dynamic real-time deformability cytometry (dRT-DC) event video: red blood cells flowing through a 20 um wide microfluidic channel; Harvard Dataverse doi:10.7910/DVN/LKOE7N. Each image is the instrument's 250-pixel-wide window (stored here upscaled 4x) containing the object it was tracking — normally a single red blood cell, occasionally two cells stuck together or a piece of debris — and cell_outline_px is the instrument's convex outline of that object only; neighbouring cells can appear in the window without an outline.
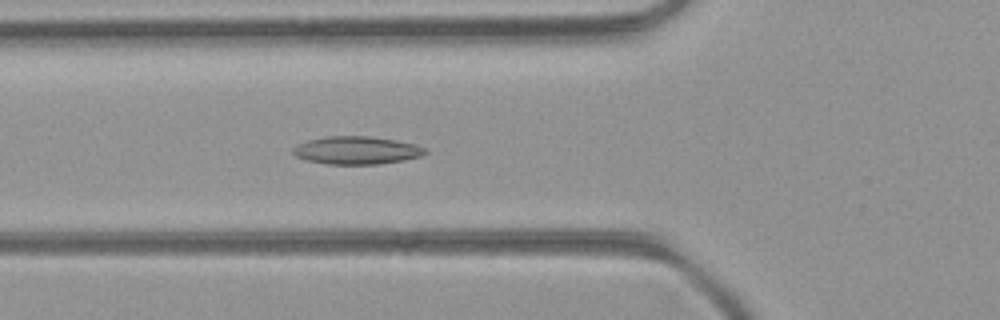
{"species": "common noctule bat (a hibernating species)", "species_latin": "Nyctalus noctula", "temperature_condition": "room temperature", "stored_images_in_passage": 47, "camera_frame_rate_fps": 3000, "um_per_image_px": 0.085, "animal": {"sex": "female", "body_mass_g": 21.9}, "frame": {"image": 1, "passage_image": 15, "time_ms": 4.667, "image_size_px": [1000, 320], "cell_outline_px": [[428, 152], [420, 156], [404, 160], [380, 164], [328, 164], [304, 160], [296, 156], [292, 152], [292, 148], [296, 144], [308, 140], [328, 136], [372, 136], [396, 140], [416, 144], [424, 148]], "centroid_in_image_um": [30.29, 12.77], "position_along_channel_um": 95.5, "area_um2": 21.62}}
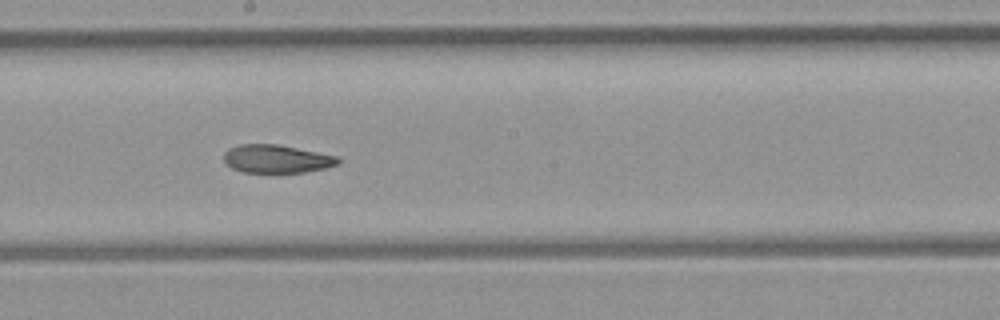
{"frame": {"image": 2, "passage_image": 24, "time_ms": 7.667, "image_size_px": [1000, 320], "cell_outline_px": [[340, 164], [324, 168], [304, 172], [244, 172], [232, 168], [224, 160], [224, 152], [228, 148], [240, 144], [276, 144], [340, 156]], "centroid_in_image_um": [23.54, 13.49], "position_along_channel_um": 224.7, "area_um2": 18.73}}
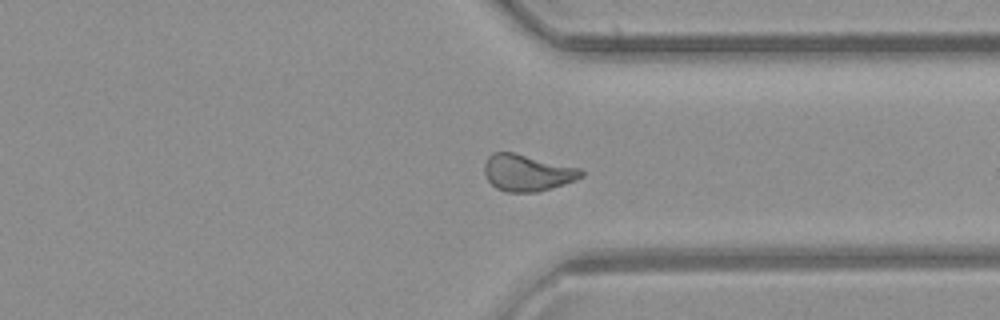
{"frame": {"image": 3, "passage_image": 34, "time_ms": 11.0, "image_size_px": [1000, 320], "cell_outline_px": [[584, 176], [576, 180], [552, 188], [536, 192], [504, 192], [496, 188], [488, 180], [484, 172], [484, 164], [488, 156], [492, 152], [512, 152], [584, 168]], "centroid_in_image_um": [44.85, 14.68], "position_along_channel_um": 366.5, "area_um2": 20.98}, "authors_computed_cell_mechanics": {"area_um2": 20.808, "velocity_mm_per_s": 4.2761, "shape_relaxation_time_tau1_ms": null, "shape_relaxation_time_tau2_ms": 3.3512, "deformation_change_tau1": null, "deformation_change_tau2": 0.0874}}